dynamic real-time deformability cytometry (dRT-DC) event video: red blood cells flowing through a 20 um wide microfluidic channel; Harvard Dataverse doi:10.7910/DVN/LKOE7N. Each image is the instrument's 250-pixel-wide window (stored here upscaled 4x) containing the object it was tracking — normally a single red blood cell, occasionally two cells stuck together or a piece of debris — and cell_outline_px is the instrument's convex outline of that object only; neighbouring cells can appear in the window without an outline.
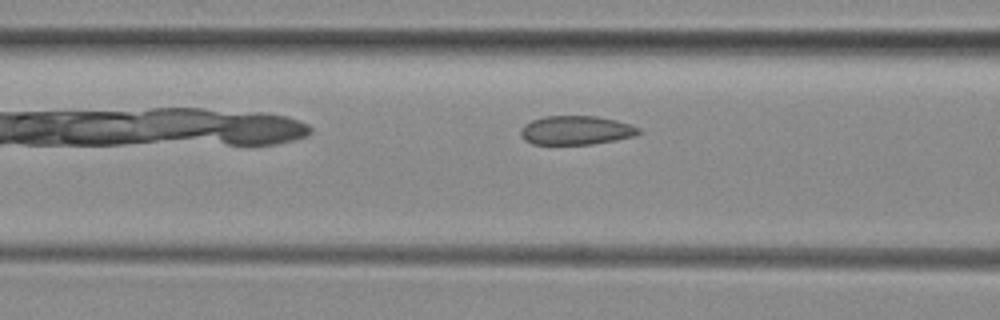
{"species": "common noctule bat (a hibernating species)", "species_latin": "Nyctalus noctula", "temperature_condition": "room temperature", "stored_images_in_passage": 30, "camera_frame_rate_fps": 3000, "um_per_image_px": 0.085, "animal": {"sex": "female", "body_mass_g": 29.2, "forearm_length_mm": 56.3}, "frame": {"image": 1, "passage_image": 8, "time_ms": 2.333, "image_size_px": [1000, 320], "cell_outline_px": [[640, 132], [636, 136], [616, 140], [592, 144], [532, 144], [524, 140], [520, 136], [520, 128], [524, 124], [532, 120], [544, 116], [596, 116], [616, 120], [632, 124], [640, 128]], "centroid_in_image_um": [48.96, 11.07], "position_along_channel_um": 117.6, "area_um2": 20.11}}
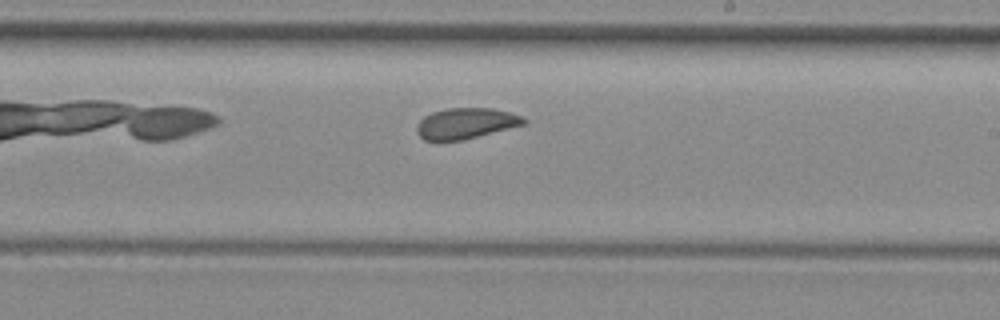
{"frame": {"image": 2, "passage_image": 18, "time_ms": 5.667, "image_size_px": [1000, 320], "cell_outline_px": [[528, 124], [464, 140], [424, 140], [416, 132], [416, 124], [424, 116], [432, 112], [448, 108], [492, 108], [524, 116], [528, 120]], "centroid_in_image_um": [39.64, 10.49], "position_along_channel_um": 249.4, "area_um2": 19.48}}
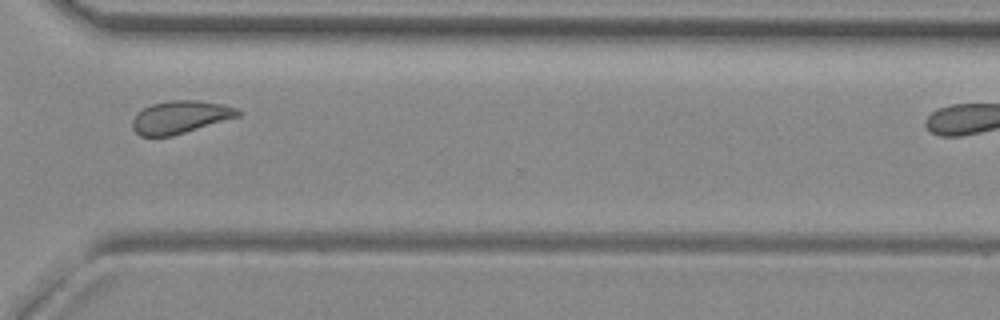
{"frame": {"image": 3, "passage_image": 26, "time_ms": 8.333, "image_size_px": [1000, 320], "cell_outline_px": [[240, 116], [172, 136], [140, 136], [132, 128], [132, 120], [144, 108], [152, 104], [172, 100], [196, 100], [224, 104], [236, 108], [240, 112]], "centroid_in_image_um": [15.33, 9.95], "position_along_channel_um": 355.3, "area_um2": 19.88}}